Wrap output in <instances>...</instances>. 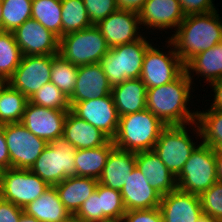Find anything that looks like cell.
<instances>
[{
  "mask_svg": "<svg viewBox=\"0 0 222 222\" xmlns=\"http://www.w3.org/2000/svg\"><path fill=\"white\" fill-rule=\"evenodd\" d=\"M217 12L214 10L185 16L175 34L169 38L167 48L170 45L174 47L181 61L186 64L196 54L222 42V20Z\"/></svg>",
  "mask_w": 222,
  "mask_h": 222,
  "instance_id": "cell-1",
  "label": "cell"
},
{
  "mask_svg": "<svg viewBox=\"0 0 222 222\" xmlns=\"http://www.w3.org/2000/svg\"><path fill=\"white\" fill-rule=\"evenodd\" d=\"M192 81L186 71L176 80L147 89L146 109L159 118L166 126L195 124L197 111L187 107ZM190 123V124H189Z\"/></svg>",
  "mask_w": 222,
  "mask_h": 222,
  "instance_id": "cell-2",
  "label": "cell"
},
{
  "mask_svg": "<svg viewBox=\"0 0 222 222\" xmlns=\"http://www.w3.org/2000/svg\"><path fill=\"white\" fill-rule=\"evenodd\" d=\"M166 125L148 109L119 117L116 148L125 151H151Z\"/></svg>",
  "mask_w": 222,
  "mask_h": 222,
  "instance_id": "cell-3",
  "label": "cell"
},
{
  "mask_svg": "<svg viewBox=\"0 0 222 222\" xmlns=\"http://www.w3.org/2000/svg\"><path fill=\"white\" fill-rule=\"evenodd\" d=\"M151 45L142 36L134 42L109 49L100 64L112 87L128 79L140 78L144 55Z\"/></svg>",
  "mask_w": 222,
  "mask_h": 222,
  "instance_id": "cell-4",
  "label": "cell"
},
{
  "mask_svg": "<svg viewBox=\"0 0 222 222\" xmlns=\"http://www.w3.org/2000/svg\"><path fill=\"white\" fill-rule=\"evenodd\" d=\"M77 149L63 136L53 139L29 169L50 186L67 177L76 176L75 155Z\"/></svg>",
  "mask_w": 222,
  "mask_h": 222,
  "instance_id": "cell-5",
  "label": "cell"
},
{
  "mask_svg": "<svg viewBox=\"0 0 222 222\" xmlns=\"http://www.w3.org/2000/svg\"><path fill=\"white\" fill-rule=\"evenodd\" d=\"M110 47L100 29L92 25L59 39V55L76 66L100 63Z\"/></svg>",
  "mask_w": 222,
  "mask_h": 222,
  "instance_id": "cell-6",
  "label": "cell"
},
{
  "mask_svg": "<svg viewBox=\"0 0 222 222\" xmlns=\"http://www.w3.org/2000/svg\"><path fill=\"white\" fill-rule=\"evenodd\" d=\"M217 181L215 149L201 142L176 176L177 189L200 196Z\"/></svg>",
  "mask_w": 222,
  "mask_h": 222,
  "instance_id": "cell-7",
  "label": "cell"
},
{
  "mask_svg": "<svg viewBox=\"0 0 222 222\" xmlns=\"http://www.w3.org/2000/svg\"><path fill=\"white\" fill-rule=\"evenodd\" d=\"M187 125H169L160 133L153 151L176 177L182 170L196 144L188 135Z\"/></svg>",
  "mask_w": 222,
  "mask_h": 222,
  "instance_id": "cell-8",
  "label": "cell"
},
{
  "mask_svg": "<svg viewBox=\"0 0 222 222\" xmlns=\"http://www.w3.org/2000/svg\"><path fill=\"white\" fill-rule=\"evenodd\" d=\"M6 138L10 168L30 169L48 143L21 122L0 125Z\"/></svg>",
  "mask_w": 222,
  "mask_h": 222,
  "instance_id": "cell-9",
  "label": "cell"
},
{
  "mask_svg": "<svg viewBox=\"0 0 222 222\" xmlns=\"http://www.w3.org/2000/svg\"><path fill=\"white\" fill-rule=\"evenodd\" d=\"M50 185L29 169H4L0 187L1 199L24 209L41 196Z\"/></svg>",
  "mask_w": 222,
  "mask_h": 222,
  "instance_id": "cell-10",
  "label": "cell"
},
{
  "mask_svg": "<svg viewBox=\"0 0 222 222\" xmlns=\"http://www.w3.org/2000/svg\"><path fill=\"white\" fill-rule=\"evenodd\" d=\"M170 49L168 54L152 45L147 49L140 75V79L147 89L168 84L176 80L185 71V64L175 49Z\"/></svg>",
  "mask_w": 222,
  "mask_h": 222,
  "instance_id": "cell-11",
  "label": "cell"
},
{
  "mask_svg": "<svg viewBox=\"0 0 222 222\" xmlns=\"http://www.w3.org/2000/svg\"><path fill=\"white\" fill-rule=\"evenodd\" d=\"M52 55L23 56L21 63L7 81L28 99L51 81Z\"/></svg>",
  "mask_w": 222,
  "mask_h": 222,
  "instance_id": "cell-12",
  "label": "cell"
},
{
  "mask_svg": "<svg viewBox=\"0 0 222 222\" xmlns=\"http://www.w3.org/2000/svg\"><path fill=\"white\" fill-rule=\"evenodd\" d=\"M69 104L70 111L74 115L100 129L110 139L116 136L119 126V115L111 94Z\"/></svg>",
  "mask_w": 222,
  "mask_h": 222,
  "instance_id": "cell-13",
  "label": "cell"
},
{
  "mask_svg": "<svg viewBox=\"0 0 222 222\" xmlns=\"http://www.w3.org/2000/svg\"><path fill=\"white\" fill-rule=\"evenodd\" d=\"M68 111L70 110H56L28 102L21 123L31 133L50 143L63 136Z\"/></svg>",
  "mask_w": 222,
  "mask_h": 222,
  "instance_id": "cell-14",
  "label": "cell"
},
{
  "mask_svg": "<svg viewBox=\"0 0 222 222\" xmlns=\"http://www.w3.org/2000/svg\"><path fill=\"white\" fill-rule=\"evenodd\" d=\"M13 33L23 56L59 53V38L33 18L26 20Z\"/></svg>",
  "mask_w": 222,
  "mask_h": 222,
  "instance_id": "cell-15",
  "label": "cell"
},
{
  "mask_svg": "<svg viewBox=\"0 0 222 222\" xmlns=\"http://www.w3.org/2000/svg\"><path fill=\"white\" fill-rule=\"evenodd\" d=\"M139 13L117 9L96 26L100 29L110 48L134 42L142 37L139 28Z\"/></svg>",
  "mask_w": 222,
  "mask_h": 222,
  "instance_id": "cell-16",
  "label": "cell"
},
{
  "mask_svg": "<svg viewBox=\"0 0 222 222\" xmlns=\"http://www.w3.org/2000/svg\"><path fill=\"white\" fill-rule=\"evenodd\" d=\"M159 209L163 222H198L203 216L200 196L179 189L163 195Z\"/></svg>",
  "mask_w": 222,
  "mask_h": 222,
  "instance_id": "cell-17",
  "label": "cell"
},
{
  "mask_svg": "<svg viewBox=\"0 0 222 222\" xmlns=\"http://www.w3.org/2000/svg\"><path fill=\"white\" fill-rule=\"evenodd\" d=\"M112 86L100 63L78 66L77 80L69 103L103 97L111 94Z\"/></svg>",
  "mask_w": 222,
  "mask_h": 222,
  "instance_id": "cell-18",
  "label": "cell"
},
{
  "mask_svg": "<svg viewBox=\"0 0 222 222\" xmlns=\"http://www.w3.org/2000/svg\"><path fill=\"white\" fill-rule=\"evenodd\" d=\"M138 13L140 24L153 30H176L185 17L179 0H146Z\"/></svg>",
  "mask_w": 222,
  "mask_h": 222,
  "instance_id": "cell-19",
  "label": "cell"
},
{
  "mask_svg": "<svg viewBox=\"0 0 222 222\" xmlns=\"http://www.w3.org/2000/svg\"><path fill=\"white\" fill-rule=\"evenodd\" d=\"M126 211L157 208L162 195L147 182L138 168H134L120 190Z\"/></svg>",
  "mask_w": 222,
  "mask_h": 222,
  "instance_id": "cell-20",
  "label": "cell"
},
{
  "mask_svg": "<svg viewBox=\"0 0 222 222\" xmlns=\"http://www.w3.org/2000/svg\"><path fill=\"white\" fill-rule=\"evenodd\" d=\"M135 157L136 168L146 177L152 188L162 196L177 189L176 177L153 150L136 152Z\"/></svg>",
  "mask_w": 222,
  "mask_h": 222,
  "instance_id": "cell-21",
  "label": "cell"
},
{
  "mask_svg": "<svg viewBox=\"0 0 222 222\" xmlns=\"http://www.w3.org/2000/svg\"><path fill=\"white\" fill-rule=\"evenodd\" d=\"M63 137L76 149L99 147L110 140L100 129L80 119L71 111H68L64 121Z\"/></svg>",
  "mask_w": 222,
  "mask_h": 222,
  "instance_id": "cell-22",
  "label": "cell"
},
{
  "mask_svg": "<svg viewBox=\"0 0 222 222\" xmlns=\"http://www.w3.org/2000/svg\"><path fill=\"white\" fill-rule=\"evenodd\" d=\"M136 153L114 148L107 159L98 182L106 187L121 190L136 167Z\"/></svg>",
  "mask_w": 222,
  "mask_h": 222,
  "instance_id": "cell-23",
  "label": "cell"
},
{
  "mask_svg": "<svg viewBox=\"0 0 222 222\" xmlns=\"http://www.w3.org/2000/svg\"><path fill=\"white\" fill-rule=\"evenodd\" d=\"M111 95L119 117L146 109L147 88L140 78L113 86Z\"/></svg>",
  "mask_w": 222,
  "mask_h": 222,
  "instance_id": "cell-24",
  "label": "cell"
},
{
  "mask_svg": "<svg viewBox=\"0 0 222 222\" xmlns=\"http://www.w3.org/2000/svg\"><path fill=\"white\" fill-rule=\"evenodd\" d=\"M98 180L91 177H67L54 185L59 199L70 214H76L81 205L93 194Z\"/></svg>",
  "mask_w": 222,
  "mask_h": 222,
  "instance_id": "cell-25",
  "label": "cell"
},
{
  "mask_svg": "<svg viewBox=\"0 0 222 222\" xmlns=\"http://www.w3.org/2000/svg\"><path fill=\"white\" fill-rule=\"evenodd\" d=\"M23 211L40 222H63L71 215L59 199L54 186H50L41 196L29 203Z\"/></svg>",
  "mask_w": 222,
  "mask_h": 222,
  "instance_id": "cell-26",
  "label": "cell"
},
{
  "mask_svg": "<svg viewBox=\"0 0 222 222\" xmlns=\"http://www.w3.org/2000/svg\"><path fill=\"white\" fill-rule=\"evenodd\" d=\"M115 148L110 139L105 145L89 149H77L75 155L76 176L99 179L110 152Z\"/></svg>",
  "mask_w": 222,
  "mask_h": 222,
  "instance_id": "cell-27",
  "label": "cell"
},
{
  "mask_svg": "<svg viewBox=\"0 0 222 222\" xmlns=\"http://www.w3.org/2000/svg\"><path fill=\"white\" fill-rule=\"evenodd\" d=\"M185 71L192 81L191 71L205 77L207 82L222 78V42L212 48L196 54L185 64Z\"/></svg>",
  "mask_w": 222,
  "mask_h": 222,
  "instance_id": "cell-28",
  "label": "cell"
},
{
  "mask_svg": "<svg viewBox=\"0 0 222 222\" xmlns=\"http://www.w3.org/2000/svg\"><path fill=\"white\" fill-rule=\"evenodd\" d=\"M195 129L201 137L202 143L217 150L222 145V111L218 109H208L207 111H197Z\"/></svg>",
  "mask_w": 222,
  "mask_h": 222,
  "instance_id": "cell-29",
  "label": "cell"
},
{
  "mask_svg": "<svg viewBox=\"0 0 222 222\" xmlns=\"http://www.w3.org/2000/svg\"><path fill=\"white\" fill-rule=\"evenodd\" d=\"M28 98L8 82L0 91V125L21 122Z\"/></svg>",
  "mask_w": 222,
  "mask_h": 222,
  "instance_id": "cell-30",
  "label": "cell"
},
{
  "mask_svg": "<svg viewBox=\"0 0 222 222\" xmlns=\"http://www.w3.org/2000/svg\"><path fill=\"white\" fill-rule=\"evenodd\" d=\"M31 18L59 39L62 37L61 0H32Z\"/></svg>",
  "mask_w": 222,
  "mask_h": 222,
  "instance_id": "cell-31",
  "label": "cell"
},
{
  "mask_svg": "<svg viewBox=\"0 0 222 222\" xmlns=\"http://www.w3.org/2000/svg\"><path fill=\"white\" fill-rule=\"evenodd\" d=\"M61 8L62 36L93 25L83 0H61Z\"/></svg>",
  "mask_w": 222,
  "mask_h": 222,
  "instance_id": "cell-32",
  "label": "cell"
},
{
  "mask_svg": "<svg viewBox=\"0 0 222 222\" xmlns=\"http://www.w3.org/2000/svg\"><path fill=\"white\" fill-rule=\"evenodd\" d=\"M23 54L13 32H0V77L8 81L21 63Z\"/></svg>",
  "mask_w": 222,
  "mask_h": 222,
  "instance_id": "cell-33",
  "label": "cell"
},
{
  "mask_svg": "<svg viewBox=\"0 0 222 222\" xmlns=\"http://www.w3.org/2000/svg\"><path fill=\"white\" fill-rule=\"evenodd\" d=\"M78 66L63 59L59 54L52 55L51 82L70 98L77 80Z\"/></svg>",
  "mask_w": 222,
  "mask_h": 222,
  "instance_id": "cell-34",
  "label": "cell"
},
{
  "mask_svg": "<svg viewBox=\"0 0 222 222\" xmlns=\"http://www.w3.org/2000/svg\"><path fill=\"white\" fill-rule=\"evenodd\" d=\"M2 31L14 32L31 18L32 0H1Z\"/></svg>",
  "mask_w": 222,
  "mask_h": 222,
  "instance_id": "cell-35",
  "label": "cell"
},
{
  "mask_svg": "<svg viewBox=\"0 0 222 222\" xmlns=\"http://www.w3.org/2000/svg\"><path fill=\"white\" fill-rule=\"evenodd\" d=\"M95 191L100 198L103 222H121L126 209L120 191L100 183H98Z\"/></svg>",
  "mask_w": 222,
  "mask_h": 222,
  "instance_id": "cell-36",
  "label": "cell"
},
{
  "mask_svg": "<svg viewBox=\"0 0 222 222\" xmlns=\"http://www.w3.org/2000/svg\"><path fill=\"white\" fill-rule=\"evenodd\" d=\"M29 102L56 110H70L69 98L51 81L43 85L29 99Z\"/></svg>",
  "mask_w": 222,
  "mask_h": 222,
  "instance_id": "cell-37",
  "label": "cell"
},
{
  "mask_svg": "<svg viewBox=\"0 0 222 222\" xmlns=\"http://www.w3.org/2000/svg\"><path fill=\"white\" fill-rule=\"evenodd\" d=\"M203 214L222 222V182L217 181L200 195Z\"/></svg>",
  "mask_w": 222,
  "mask_h": 222,
  "instance_id": "cell-38",
  "label": "cell"
},
{
  "mask_svg": "<svg viewBox=\"0 0 222 222\" xmlns=\"http://www.w3.org/2000/svg\"><path fill=\"white\" fill-rule=\"evenodd\" d=\"M87 13L93 25L107 18L118 8L116 0H83Z\"/></svg>",
  "mask_w": 222,
  "mask_h": 222,
  "instance_id": "cell-39",
  "label": "cell"
},
{
  "mask_svg": "<svg viewBox=\"0 0 222 222\" xmlns=\"http://www.w3.org/2000/svg\"><path fill=\"white\" fill-rule=\"evenodd\" d=\"M75 215L89 222H103V210L96 191L81 205Z\"/></svg>",
  "mask_w": 222,
  "mask_h": 222,
  "instance_id": "cell-40",
  "label": "cell"
},
{
  "mask_svg": "<svg viewBox=\"0 0 222 222\" xmlns=\"http://www.w3.org/2000/svg\"><path fill=\"white\" fill-rule=\"evenodd\" d=\"M121 222H163V218L159 207H157L126 211Z\"/></svg>",
  "mask_w": 222,
  "mask_h": 222,
  "instance_id": "cell-41",
  "label": "cell"
},
{
  "mask_svg": "<svg viewBox=\"0 0 222 222\" xmlns=\"http://www.w3.org/2000/svg\"><path fill=\"white\" fill-rule=\"evenodd\" d=\"M181 8L185 14H204L216 10L213 0H179Z\"/></svg>",
  "mask_w": 222,
  "mask_h": 222,
  "instance_id": "cell-42",
  "label": "cell"
},
{
  "mask_svg": "<svg viewBox=\"0 0 222 222\" xmlns=\"http://www.w3.org/2000/svg\"><path fill=\"white\" fill-rule=\"evenodd\" d=\"M23 213L22 208L0 199V222H20Z\"/></svg>",
  "mask_w": 222,
  "mask_h": 222,
  "instance_id": "cell-43",
  "label": "cell"
},
{
  "mask_svg": "<svg viewBox=\"0 0 222 222\" xmlns=\"http://www.w3.org/2000/svg\"><path fill=\"white\" fill-rule=\"evenodd\" d=\"M0 166L4 169L10 168V156L8 153L6 138L3 128L0 126Z\"/></svg>",
  "mask_w": 222,
  "mask_h": 222,
  "instance_id": "cell-44",
  "label": "cell"
},
{
  "mask_svg": "<svg viewBox=\"0 0 222 222\" xmlns=\"http://www.w3.org/2000/svg\"><path fill=\"white\" fill-rule=\"evenodd\" d=\"M214 89V103H212V106L210 108L212 109H218L222 111V78L219 80L213 81L210 83Z\"/></svg>",
  "mask_w": 222,
  "mask_h": 222,
  "instance_id": "cell-45",
  "label": "cell"
},
{
  "mask_svg": "<svg viewBox=\"0 0 222 222\" xmlns=\"http://www.w3.org/2000/svg\"><path fill=\"white\" fill-rule=\"evenodd\" d=\"M119 9L139 12L146 0H116Z\"/></svg>",
  "mask_w": 222,
  "mask_h": 222,
  "instance_id": "cell-46",
  "label": "cell"
},
{
  "mask_svg": "<svg viewBox=\"0 0 222 222\" xmlns=\"http://www.w3.org/2000/svg\"><path fill=\"white\" fill-rule=\"evenodd\" d=\"M215 162L218 181L222 182V153L218 149L215 150Z\"/></svg>",
  "mask_w": 222,
  "mask_h": 222,
  "instance_id": "cell-47",
  "label": "cell"
},
{
  "mask_svg": "<svg viewBox=\"0 0 222 222\" xmlns=\"http://www.w3.org/2000/svg\"><path fill=\"white\" fill-rule=\"evenodd\" d=\"M63 222H89L82 218L77 217L75 214H71L67 219H65Z\"/></svg>",
  "mask_w": 222,
  "mask_h": 222,
  "instance_id": "cell-48",
  "label": "cell"
},
{
  "mask_svg": "<svg viewBox=\"0 0 222 222\" xmlns=\"http://www.w3.org/2000/svg\"><path fill=\"white\" fill-rule=\"evenodd\" d=\"M20 222H40V221L34 217L28 216L25 213H23L20 218Z\"/></svg>",
  "mask_w": 222,
  "mask_h": 222,
  "instance_id": "cell-49",
  "label": "cell"
},
{
  "mask_svg": "<svg viewBox=\"0 0 222 222\" xmlns=\"http://www.w3.org/2000/svg\"><path fill=\"white\" fill-rule=\"evenodd\" d=\"M198 222H217V221L215 219L203 214V216L199 219Z\"/></svg>",
  "mask_w": 222,
  "mask_h": 222,
  "instance_id": "cell-50",
  "label": "cell"
},
{
  "mask_svg": "<svg viewBox=\"0 0 222 222\" xmlns=\"http://www.w3.org/2000/svg\"><path fill=\"white\" fill-rule=\"evenodd\" d=\"M2 31V4L0 0V32Z\"/></svg>",
  "mask_w": 222,
  "mask_h": 222,
  "instance_id": "cell-51",
  "label": "cell"
},
{
  "mask_svg": "<svg viewBox=\"0 0 222 222\" xmlns=\"http://www.w3.org/2000/svg\"><path fill=\"white\" fill-rule=\"evenodd\" d=\"M6 83L7 81L4 78L0 77V91L5 86Z\"/></svg>",
  "mask_w": 222,
  "mask_h": 222,
  "instance_id": "cell-52",
  "label": "cell"
},
{
  "mask_svg": "<svg viewBox=\"0 0 222 222\" xmlns=\"http://www.w3.org/2000/svg\"><path fill=\"white\" fill-rule=\"evenodd\" d=\"M3 171H4V168L0 166V187H1V184H2Z\"/></svg>",
  "mask_w": 222,
  "mask_h": 222,
  "instance_id": "cell-53",
  "label": "cell"
},
{
  "mask_svg": "<svg viewBox=\"0 0 222 222\" xmlns=\"http://www.w3.org/2000/svg\"><path fill=\"white\" fill-rule=\"evenodd\" d=\"M218 150L222 153V145L218 148Z\"/></svg>",
  "mask_w": 222,
  "mask_h": 222,
  "instance_id": "cell-54",
  "label": "cell"
}]
</instances>
